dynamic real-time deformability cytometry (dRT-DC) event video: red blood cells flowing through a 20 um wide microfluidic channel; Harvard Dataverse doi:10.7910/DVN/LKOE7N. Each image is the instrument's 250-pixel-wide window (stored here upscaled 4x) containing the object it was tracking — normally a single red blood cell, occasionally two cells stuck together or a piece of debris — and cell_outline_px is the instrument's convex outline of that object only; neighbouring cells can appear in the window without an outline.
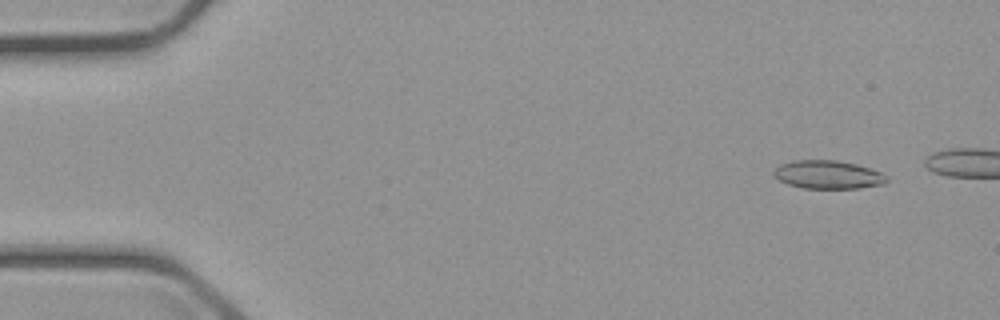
{"species": "common noctule bat (a hibernating species)", "species_latin": "Nyctalus noctula", "temperature_condition": "cold", "stored_images_in_passage": 49, "camera_frame_rate_fps": 3000, "um_per_image_px": 0.085, "animal": {"sex": "male", "body_mass_g": 23.1, "forearm_length_mm": 52.7}, "frame": {"image": 1, "passage_image": 5, "time_ms": 1.333, "image_size_px": [1000, 320], "cell_outline_px": [[888, 180], [884, 184], [860, 188], [804, 188], [788, 184], [780, 180], [772, 172], [780, 164], [792, 160], [836, 160], [856, 164], [880, 172], [888, 176]], "centroid_in_image_um": [70.39, 14.84], "position_along_channel_um": 14.6, "area_um2": 18.55}}
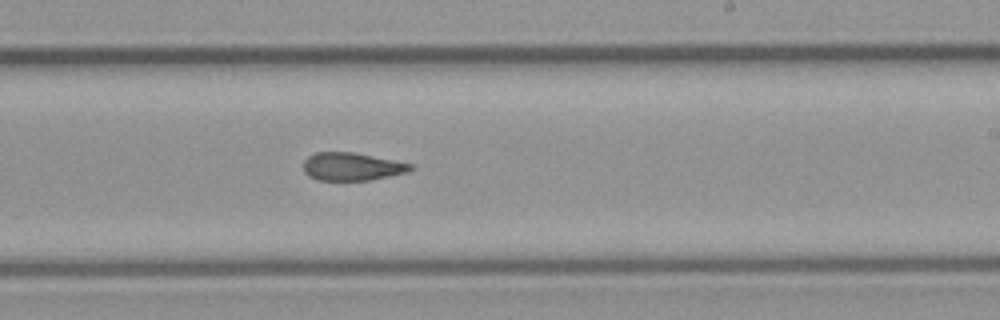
{"frame": {"image": 2, "passage_image": 34, "time_ms": 11.0, "image_size_px": [1000, 320], "cell_outline_px": [[416, 168], [408, 172], [372, 180], [320, 180], [308, 176], [304, 172], [304, 160], [308, 156], [316, 152], [352, 152], [412, 164]], "centroid_in_image_um": [29.92, 14.16], "position_along_channel_um": 259.1, "area_um2": 17.4}}
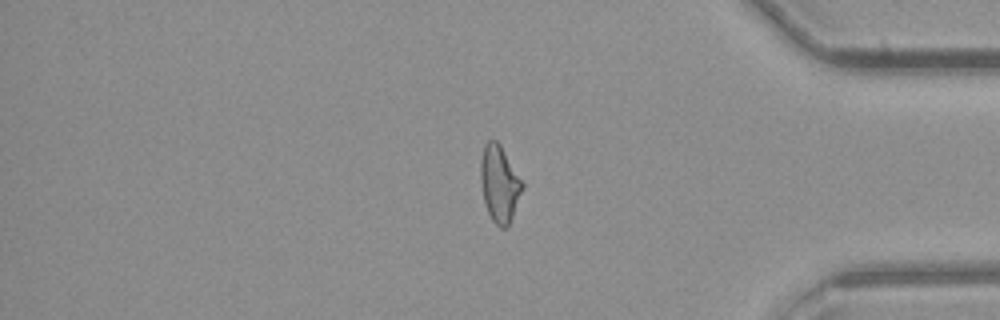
{"frame": {"image": 3, "passage_image": 47, "time_ms": 15.333, "image_size_px": [1000, 320], "cell_outline_px": [[524, 188], [508, 228], [500, 228], [492, 220], [488, 212], [484, 200], [480, 180], [480, 160], [484, 144], [488, 140], [496, 140], [500, 144], [524, 184]], "centroid_in_image_um": [42.45, 15.63], "position_along_channel_um": 392.7, "area_um2": 18.73}}